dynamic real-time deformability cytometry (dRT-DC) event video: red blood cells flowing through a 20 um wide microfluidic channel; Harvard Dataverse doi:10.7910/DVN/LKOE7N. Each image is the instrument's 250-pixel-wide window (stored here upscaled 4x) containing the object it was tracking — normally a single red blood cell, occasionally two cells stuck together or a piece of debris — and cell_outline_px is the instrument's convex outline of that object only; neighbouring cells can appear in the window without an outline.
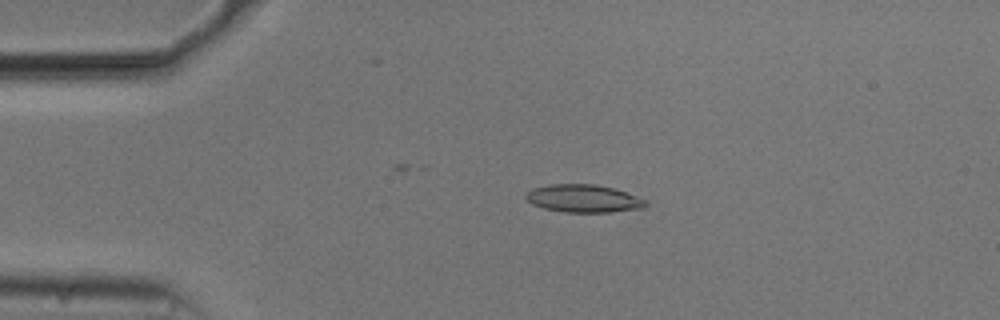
{"species": "common noctule bat (a hibernating species)", "species_latin": "Nyctalus noctula", "temperature_condition": "cold", "stored_images_in_passage": 33, "camera_frame_rate_fps": 3000, "um_per_image_px": 0.085, "animal": {"sex": "male", "body_mass_g": 20.5, "forearm_length_mm": 52.5}, "frame": {"image": 1, "passage_image": 1, "time_ms": 0.0, "image_size_px": [1000, 320], "cell_outline_px": [[648, 204], [644, 208], [608, 212], [564, 212], [544, 208], [532, 204], [524, 196], [532, 188], [548, 184], [596, 184], [616, 188], [644, 200]], "centroid_in_image_um": [49.58, 16.86], "position_along_channel_um": 35.4, "area_um2": 19.36}}
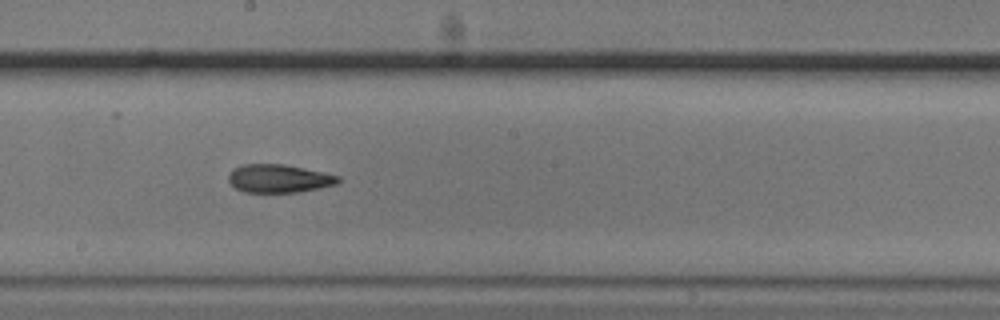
{"frame": {"image": 2, "passage_image": 19, "time_ms": 6.0, "image_size_px": [1000, 320], "cell_outline_px": [[340, 180], [336, 184], [320, 188], [300, 192], [244, 192], [236, 188], [228, 180], [228, 176], [236, 168], [244, 164], [284, 164], [324, 172], [340, 176]], "centroid_in_image_um": [23.75, 15.18], "position_along_channel_um": 224.5, "area_um2": 17.92}}
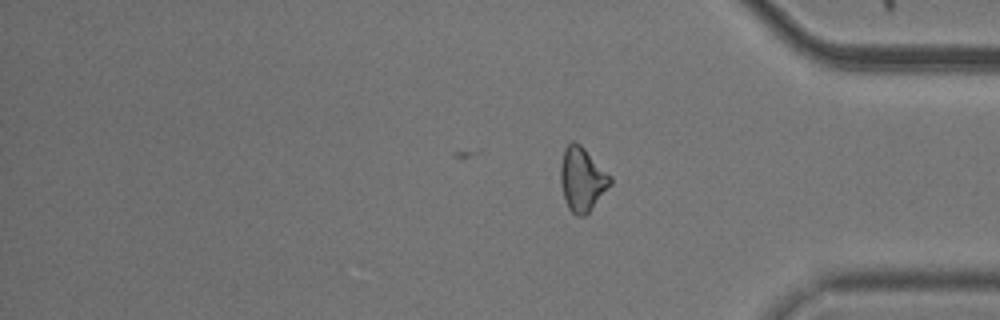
{"frame": {"image": 3, "passage_image": 33, "time_ms": 10.667, "image_size_px": [1000, 320], "cell_outline_px": [[612, 184], [588, 212], [584, 216], [576, 216], [568, 208], [560, 184], [560, 164], [564, 148], [572, 140], [580, 144], [612, 176]], "centroid_in_image_um": [49.48, 15.22], "position_along_channel_um": 385.7, "area_um2": 18.55}, "authors_computed_cell_mechanics": {"area_um2": 18.207, "velocity_mm_per_s": 3.751, "shape_relaxation_time_tau1_ms": null, "shape_relaxation_time_tau2_ms": 5.2383, "deformation_change_tau1": null, "deformation_change_tau2": 0.1427}}